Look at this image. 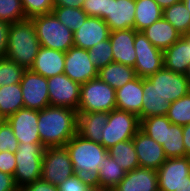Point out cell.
Wrapping results in <instances>:
<instances>
[{
    "instance_id": "cell-1",
    "label": "cell",
    "mask_w": 190,
    "mask_h": 191,
    "mask_svg": "<svg viewBox=\"0 0 190 191\" xmlns=\"http://www.w3.org/2000/svg\"><path fill=\"white\" fill-rule=\"evenodd\" d=\"M76 176L91 188L100 190L98 170L108 150L100 143L75 134L66 144Z\"/></svg>"
},
{
    "instance_id": "cell-2",
    "label": "cell",
    "mask_w": 190,
    "mask_h": 191,
    "mask_svg": "<svg viewBox=\"0 0 190 191\" xmlns=\"http://www.w3.org/2000/svg\"><path fill=\"white\" fill-rule=\"evenodd\" d=\"M78 112L68 107L48 106L38 111V131L45 148L63 147L77 133Z\"/></svg>"
},
{
    "instance_id": "cell-3",
    "label": "cell",
    "mask_w": 190,
    "mask_h": 191,
    "mask_svg": "<svg viewBox=\"0 0 190 191\" xmlns=\"http://www.w3.org/2000/svg\"><path fill=\"white\" fill-rule=\"evenodd\" d=\"M41 45L30 19L9 24L5 57L30 69Z\"/></svg>"
},
{
    "instance_id": "cell-4",
    "label": "cell",
    "mask_w": 190,
    "mask_h": 191,
    "mask_svg": "<svg viewBox=\"0 0 190 191\" xmlns=\"http://www.w3.org/2000/svg\"><path fill=\"white\" fill-rule=\"evenodd\" d=\"M42 47L67 52L74 46L73 31L63 25L53 13L30 18Z\"/></svg>"
},
{
    "instance_id": "cell-5",
    "label": "cell",
    "mask_w": 190,
    "mask_h": 191,
    "mask_svg": "<svg viewBox=\"0 0 190 191\" xmlns=\"http://www.w3.org/2000/svg\"><path fill=\"white\" fill-rule=\"evenodd\" d=\"M44 150L45 147L41 142L19 143L18 149L14 153L16 168L13 175L19 189L41 179Z\"/></svg>"
},
{
    "instance_id": "cell-6",
    "label": "cell",
    "mask_w": 190,
    "mask_h": 191,
    "mask_svg": "<svg viewBox=\"0 0 190 191\" xmlns=\"http://www.w3.org/2000/svg\"><path fill=\"white\" fill-rule=\"evenodd\" d=\"M116 90L98 77L80 86L77 112H107L116 109Z\"/></svg>"
},
{
    "instance_id": "cell-7",
    "label": "cell",
    "mask_w": 190,
    "mask_h": 191,
    "mask_svg": "<svg viewBox=\"0 0 190 191\" xmlns=\"http://www.w3.org/2000/svg\"><path fill=\"white\" fill-rule=\"evenodd\" d=\"M139 130L140 120L137 115L114 109L108 113V122L102 131V145L108 150L118 142L133 139Z\"/></svg>"
},
{
    "instance_id": "cell-8",
    "label": "cell",
    "mask_w": 190,
    "mask_h": 191,
    "mask_svg": "<svg viewBox=\"0 0 190 191\" xmlns=\"http://www.w3.org/2000/svg\"><path fill=\"white\" fill-rule=\"evenodd\" d=\"M159 191H190V158H167L157 170Z\"/></svg>"
},
{
    "instance_id": "cell-9",
    "label": "cell",
    "mask_w": 190,
    "mask_h": 191,
    "mask_svg": "<svg viewBox=\"0 0 190 191\" xmlns=\"http://www.w3.org/2000/svg\"><path fill=\"white\" fill-rule=\"evenodd\" d=\"M75 174L65 146L45 148L42 157L41 179L55 186Z\"/></svg>"
},
{
    "instance_id": "cell-10",
    "label": "cell",
    "mask_w": 190,
    "mask_h": 191,
    "mask_svg": "<svg viewBox=\"0 0 190 191\" xmlns=\"http://www.w3.org/2000/svg\"><path fill=\"white\" fill-rule=\"evenodd\" d=\"M134 49V69L138 77L147 78L164 67L163 51L156 48L142 31L135 30Z\"/></svg>"
},
{
    "instance_id": "cell-11",
    "label": "cell",
    "mask_w": 190,
    "mask_h": 191,
    "mask_svg": "<svg viewBox=\"0 0 190 191\" xmlns=\"http://www.w3.org/2000/svg\"><path fill=\"white\" fill-rule=\"evenodd\" d=\"M20 85L24 108L40 111L50 106L47 78L26 69Z\"/></svg>"
},
{
    "instance_id": "cell-12",
    "label": "cell",
    "mask_w": 190,
    "mask_h": 191,
    "mask_svg": "<svg viewBox=\"0 0 190 191\" xmlns=\"http://www.w3.org/2000/svg\"><path fill=\"white\" fill-rule=\"evenodd\" d=\"M147 79L155 86L157 92L169 103L190 93V84L185 74L162 68Z\"/></svg>"
},
{
    "instance_id": "cell-13",
    "label": "cell",
    "mask_w": 190,
    "mask_h": 191,
    "mask_svg": "<svg viewBox=\"0 0 190 191\" xmlns=\"http://www.w3.org/2000/svg\"><path fill=\"white\" fill-rule=\"evenodd\" d=\"M50 106L68 107L78 110L80 84L67 75L59 74L47 78Z\"/></svg>"
},
{
    "instance_id": "cell-14",
    "label": "cell",
    "mask_w": 190,
    "mask_h": 191,
    "mask_svg": "<svg viewBox=\"0 0 190 191\" xmlns=\"http://www.w3.org/2000/svg\"><path fill=\"white\" fill-rule=\"evenodd\" d=\"M64 74L81 84L98 77V69L89 59L88 50L72 46L65 53Z\"/></svg>"
},
{
    "instance_id": "cell-15",
    "label": "cell",
    "mask_w": 190,
    "mask_h": 191,
    "mask_svg": "<svg viewBox=\"0 0 190 191\" xmlns=\"http://www.w3.org/2000/svg\"><path fill=\"white\" fill-rule=\"evenodd\" d=\"M19 143L41 142L38 131V111L21 108L5 119Z\"/></svg>"
},
{
    "instance_id": "cell-16",
    "label": "cell",
    "mask_w": 190,
    "mask_h": 191,
    "mask_svg": "<svg viewBox=\"0 0 190 191\" xmlns=\"http://www.w3.org/2000/svg\"><path fill=\"white\" fill-rule=\"evenodd\" d=\"M133 144L140 167L158 170L167 159L163 147L141 130L133 137Z\"/></svg>"
},
{
    "instance_id": "cell-17",
    "label": "cell",
    "mask_w": 190,
    "mask_h": 191,
    "mask_svg": "<svg viewBox=\"0 0 190 191\" xmlns=\"http://www.w3.org/2000/svg\"><path fill=\"white\" fill-rule=\"evenodd\" d=\"M110 28L99 17H87L83 25L73 32L74 46L85 50L110 37Z\"/></svg>"
},
{
    "instance_id": "cell-18",
    "label": "cell",
    "mask_w": 190,
    "mask_h": 191,
    "mask_svg": "<svg viewBox=\"0 0 190 191\" xmlns=\"http://www.w3.org/2000/svg\"><path fill=\"white\" fill-rule=\"evenodd\" d=\"M113 62L134 68L136 53L134 49L135 29L115 30L110 33Z\"/></svg>"
},
{
    "instance_id": "cell-19",
    "label": "cell",
    "mask_w": 190,
    "mask_h": 191,
    "mask_svg": "<svg viewBox=\"0 0 190 191\" xmlns=\"http://www.w3.org/2000/svg\"><path fill=\"white\" fill-rule=\"evenodd\" d=\"M157 170L138 167L126 172L112 191H159Z\"/></svg>"
},
{
    "instance_id": "cell-20",
    "label": "cell",
    "mask_w": 190,
    "mask_h": 191,
    "mask_svg": "<svg viewBox=\"0 0 190 191\" xmlns=\"http://www.w3.org/2000/svg\"><path fill=\"white\" fill-rule=\"evenodd\" d=\"M143 94V78L137 76L123 87L116 89V109L139 116L142 111Z\"/></svg>"
},
{
    "instance_id": "cell-21",
    "label": "cell",
    "mask_w": 190,
    "mask_h": 191,
    "mask_svg": "<svg viewBox=\"0 0 190 191\" xmlns=\"http://www.w3.org/2000/svg\"><path fill=\"white\" fill-rule=\"evenodd\" d=\"M135 0H109L108 15L104 19L110 31L134 29Z\"/></svg>"
},
{
    "instance_id": "cell-22",
    "label": "cell",
    "mask_w": 190,
    "mask_h": 191,
    "mask_svg": "<svg viewBox=\"0 0 190 191\" xmlns=\"http://www.w3.org/2000/svg\"><path fill=\"white\" fill-rule=\"evenodd\" d=\"M65 52L40 47L30 70L49 78L64 73Z\"/></svg>"
},
{
    "instance_id": "cell-23",
    "label": "cell",
    "mask_w": 190,
    "mask_h": 191,
    "mask_svg": "<svg viewBox=\"0 0 190 191\" xmlns=\"http://www.w3.org/2000/svg\"><path fill=\"white\" fill-rule=\"evenodd\" d=\"M108 122L107 112H78L77 134L102 145V134Z\"/></svg>"
},
{
    "instance_id": "cell-24",
    "label": "cell",
    "mask_w": 190,
    "mask_h": 191,
    "mask_svg": "<svg viewBox=\"0 0 190 191\" xmlns=\"http://www.w3.org/2000/svg\"><path fill=\"white\" fill-rule=\"evenodd\" d=\"M142 32L156 48L162 51L171 47L181 37L173 25L163 17L146 27Z\"/></svg>"
},
{
    "instance_id": "cell-25",
    "label": "cell",
    "mask_w": 190,
    "mask_h": 191,
    "mask_svg": "<svg viewBox=\"0 0 190 191\" xmlns=\"http://www.w3.org/2000/svg\"><path fill=\"white\" fill-rule=\"evenodd\" d=\"M164 68L186 74L190 64V44L181 36L171 47L163 51Z\"/></svg>"
},
{
    "instance_id": "cell-26",
    "label": "cell",
    "mask_w": 190,
    "mask_h": 191,
    "mask_svg": "<svg viewBox=\"0 0 190 191\" xmlns=\"http://www.w3.org/2000/svg\"><path fill=\"white\" fill-rule=\"evenodd\" d=\"M143 93V105L141 114L138 116L139 120L150 116H167L170 103L157 92L155 86L147 78H143Z\"/></svg>"
},
{
    "instance_id": "cell-27",
    "label": "cell",
    "mask_w": 190,
    "mask_h": 191,
    "mask_svg": "<svg viewBox=\"0 0 190 191\" xmlns=\"http://www.w3.org/2000/svg\"><path fill=\"white\" fill-rule=\"evenodd\" d=\"M137 77L135 69L121 63L112 62L98 70V78L115 90Z\"/></svg>"
},
{
    "instance_id": "cell-28",
    "label": "cell",
    "mask_w": 190,
    "mask_h": 191,
    "mask_svg": "<svg viewBox=\"0 0 190 191\" xmlns=\"http://www.w3.org/2000/svg\"><path fill=\"white\" fill-rule=\"evenodd\" d=\"M134 29L142 31L163 17V10L155 0H135Z\"/></svg>"
},
{
    "instance_id": "cell-29",
    "label": "cell",
    "mask_w": 190,
    "mask_h": 191,
    "mask_svg": "<svg viewBox=\"0 0 190 191\" xmlns=\"http://www.w3.org/2000/svg\"><path fill=\"white\" fill-rule=\"evenodd\" d=\"M24 108L20 83L0 87V117L4 120Z\"/></svg>"
},
{
    "instance_id": "cell-30",
    "label": "cell",
    "mask_w": 190,
    "mask_h": 191,
    "mask_svg": "<svg viewBox=\"0 0 190 191\" xmlns=\"http://www.w3.org/2000/svg\"><path fill=\"white\" fill-rule=\"evenodd\" d=\"M108 155L126 172L140 167L133 139L118 142L108 149Z\"/></svg>"
},
{
    "instance_id": "cell-31",
    "label": "cell",
    "mask_w": 190,
    "mask_h": 191,
    "mask_svg": "<svg viewBox=\"0 0 190 191\" xmlns=\"http://www.w3.org/2000/svg\"><path fill=\"white\" fill-rule=\"evenodd\" d=\"M98 173L101 191H112L126 175V171L109 155L103 159Z\"/></svg>"
},
{
    "instance_id": "cell-32",
    "label": "cell",
    "mask_w": 190,
    "mask_h": 191,
    "mask_svg": "<svg viewBox=\"0 0 190 191\" xmlns=\"http://www.w3.org/2000/svg\"><path fill=\"white\" fill-rule=\"evenodd\" d=\"M162 147L167 158L186 156L181 125L166 123V135Z\"/></svg>"
},
{
    "instance_id": "cell-33",
    "label": "cell",
    "mask_w": 190,
    "mask_h": 191,
    "mask_svg": "<svg viewBox=\"0 0 190 191\" xmlns=\"http://www.w3.org/2000/svg\"><path fill=\"white\" fill-rule=\"evenodd\" d=\"M163 18L171 23L181 36L190 33V13L182 0L165 8Z\"/></svg>"
},
{
    "instance_id": "cell-34",
    "label": "cell",
    "mask_w": 190,
    "mask_h": 191,
    "mask_svg": "<svg viewBox=\"0 0 190 191\" xmlns=\"http://www.w3.org/2000/svg\"><path fill=\"white\" fill-rule=\"evenodd\" d=\"M166 123H172L167 116H150L140 120V130L161 146L165 141Z\"/></svg>"
},
{
    "instance_id": "cell-35",
    "label": "cell",
    "mask_w": 190,
    "mask_h": 191,
    "mask_svg": "<svg viewBox=\"0 0 190 191\" xmlns=\"http://www.w3.org/2000/svg\"><path fill=\"white\" fill-rule=\"evenodd\" d=\"M52 13L73 32L79 29L88 15L80 8L54 7Z\"/></svg>"
},
{
    "instance_id": "cell-36",
    "label": "cell",
    "mask_w": 190,
    "mask_h": 191,
    "mask_svg": "<svg viewBox=\"0 0 190 191\" xmlns=\"http://www.w3.org/2000/svg\"><path fill=\"white\" fill-rule=\"evenodd\" d=\"M167 117L172 124L184 126L190 123V93L170 103Z\"/></svg>"
},
{
    "instance_id": "cell-37",
    "label": "cell",
    "mask_w": 190,
    "mask_h": 191,
    "mask_svg": "<svg viewBox=\"0 0 190 191\" xmlns=\"http://www.w3.org/2000/svg\"><path fill=\"white\" fill-rule=\"evenodd\" d=\"M25 70L13 60L0 58V87L20 83Z\"/></svg>"
},
{
    "instance_id": "cell-38",
    "label": "cell",
    "mask_w": 190,
    "mask_h": 191,
    "mask_svg": "<svg viewBox=\"0 0 190 191\" xmlns=\"http://www.w3.org/2000/svg\"><path fill=\"white\" fill-rule=\"evenodd\" d=\"M27 20L21 0H0V21L7 24Z\"/></svg>"
},
{
    "instance_id": "cell-39",
    "label": "cell",
    "mask_w": 190,
    "mask_h": 191,
    "mask_svg": "<svg viewBox=\"0 0 190 191\" xmlns=\"http://www.w3.org/2000/svg\"><path fill=\"white\" fill-rule=\"evenodd\" d=\"M88 54L90 61L98 70L113 62L112 46L109 39L94 45L88 50Z\"/></svg>"
},
{
    "instance_id": "cell-40",
    "label": "cell",
    "mask_w": 190,
    "mask_h": 191,
    "mask_svg": "<svg viewBox=\"0 0 190 191\" xmlns=\"http://www.w3.org/2000/svg\"><path fill=\"white\" fill-rule=\"evenodd\" d=\"M27 19L37 15L52 13L53 0H21Z\"/></svg>"
},
{
    "instance_id": "cell-41",
    "label": "cell",
    "mask_w": 190,
    "mask_h": 191,
    "mask_svg": "<svg viewBox=\"0 0 190 191\" xmlns=\"http://www.w3.org/2000/svg\"><path fill=\"white\" fill-rule=\"evenodd\" d=\"M19 142L14 135L10 124L4 119L0 123V152L10 151L15 153L18 149Z\"/></svg>"
},
{
    "instance_id": "cell-42",
    "label": "cell",
    "mask_w": 190,
    "mask_h": 191,
    "mask_svg": "<svg viewBox=\"0 0 190 191\" xmlns=\"http://www.w3.org/2000/svg\"><path fill=\"white\" fill-rule=\"evenodd\" d=\"M109 0H84L82 10L89 17L105 19L108 15Z\"/></svg>"
},
{
    "instance_id": "cell-43",
    "label": "cell",
    "mask_w": 190,
    "mask_h": 191,
    "mask_svg": "<svg viewBox=\"0 0 190 191\" xmlns=\"http://www.w3.org/2000/svg\"><path fill=\"white\" fill-rule=\"evenodd\" d=\"M58 191H90L92 188L87 184L83 183L77 176L66 178L58 186Z\"/></svg>"
},
{
    "instance_id": "cell-44",
    "label": "cell",
    "mask_w": 190,
    "mask_h": 191,
    "mask_svg": "<svg viewBox=\"0 0 190 191\" xmlns=\"http://www.w3.org/2000/svg\"><path fill=\"white\" fill-rule=\"evenodd\" d=\"M16 168V158L14 153L10 151L0 152V171L14 175Z\"/></svg>"
},
{
    "instance_id": "cell-45",
    "label": "cell",
    "mask_w": 190,
    "mask_h": 191,
    "mask_svg": "<svg viewBox=\"0 0 190 191\" xmlns=\"http://www.w3.org/2000/svg\"><path fill=\"white\" fill-rule=\"evenodd\" d=\"M19 191H58V187L39 179L33 183L26 184Z\"/></svg>"
},
{
    "instance_id": "cell-46",
    "label": "cell",
    "mask_w": 190,
    "mask_h": 191,
    "mask_svg": "<svg viewBox=\"0 0 190 191\" xmlns=\"http://www.w3.org/2000/svg\"><path fill=\"white\" fill-rule=\"evenodd\" d=\"M16 186L14 177L8 173L0 171V191H19Z\"/></svg>"
},
{
    "instance_id": "cell-47",
    "label": "cell",
    "mask_w": 190,
    "mask_h": 191,
    "mask_svg": "<svg viewBox=\"0 0 190 191\" xmlns=\"http://www.w3.org/2000/svg\"><path fill=\"white\" fill-rule=\"evenodd\" d=\"M9 24L0 21V58L5 57L7 51Z\"/></svg>"
},
{
    "instance_id": "cell-48",
    "label": "cell",
    "mask_w": 190,
    "mask_h": 191,
    "mask_svg": "<svg viewBox=\"0 0 190 191\" xmlns=\"http://www.w3.org/2000/svg\"><path fill=\"white\" fill-rule=\"evenodd\" d=\"M84 0H53L54 7H71L82 9Z\"/></svg>"
},
{
    "instance_id": "cell-49",
    "label": "cell",
    "mask_w": 190,
    "mask_h": 191,
    "mask_svg": "<svg viewBox=\"0 0 190 191\" xmlns=\"http://www.w3.org/2000/svg\"><path fill=\"white\" fill-rule=\"evenodd\" d=\"M183 144L186 150V156L190 155V123L182 126Z\"/></svg>"
},
{
    "instance_id": "cell-50",
    "label": "cell",
    "mask_w": 190,
    "mask_h": 191,
    "mask_svg": "<svg viewBox=\"0 0 190 191\" xmlns=\"http://www.w3.org/2000/svg\"><path fill=\"white\" fill-rule=\"evenodd\" d=\"M162 10L170 7L171 5L180 2L181 0H155Z\"/></svg>"
},
{
    "instance_id": "cell-51",
    "label": "cell",
    "mask_w": 190,
    "mask_h": 191,
    "mask_svg": "<svg viewBox=\"0 0 190 191\" xmlns=\"http://www.w3.org/2000/svg\"><path fill=\"white\" fill-rule=\"evenodd\" d=\"M190 13V0H182Z\"/></svg>"
},
{
    "instance_id": "cell-52",
    "label": "cell",
    "mask_w": 190,
    "mask_h": 191,
    "mask_svg": "<svg viewBox=\"0 0 190 191\" xmlns=\"http://www.w3.org/2000/svg\"><path fill=\"white\" fill-rule=\"evenodd\" d=\"M190 44V33L182 36Z\"/></svg>"
},
{
    "instance_id": "cell-53",
    "label": "cell",
    "mask_w": 190,
    "mask_h": 191,
    "mask_svg": "<svg viewBox=\"0 0 190 191\" xmlns=\"http://www.w3.org/2000/svg\"><path fill=\"white\" fill-rule=\"evenodd\" d=\"M185 75H186V78H187V80L189 81V84H190V64H189L187 73Z\"/></svg>"
},
{
    "instance_id": "cell-54",
    "label": "cell",
    "mask_w": 190,
    "mask_h": 191,
    "mask_svg": "<svg viewBox=\"0 0 190 191\" xmlns=\"http://www.w3.org/2000/svg\"><path fill=\"white\" fill-rule=\"evenodd\" d=\"M90 191H101V190L92 188Z\"/></svg>"
}]
</instances>
